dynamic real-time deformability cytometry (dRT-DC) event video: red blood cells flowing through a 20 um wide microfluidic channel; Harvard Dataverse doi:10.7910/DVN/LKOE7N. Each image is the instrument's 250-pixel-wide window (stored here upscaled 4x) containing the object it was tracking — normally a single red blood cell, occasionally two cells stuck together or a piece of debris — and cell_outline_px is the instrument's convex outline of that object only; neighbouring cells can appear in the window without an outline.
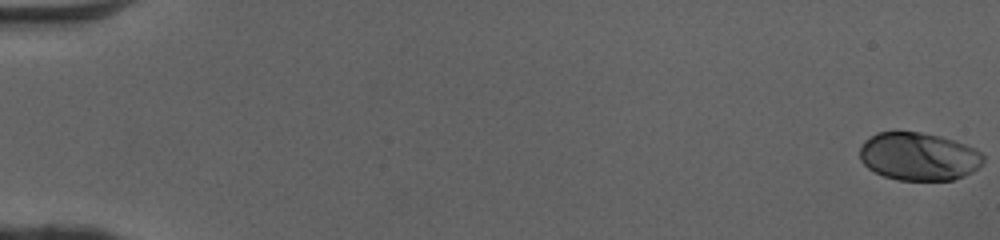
{"species": "human", "species_latin": "Homo sapiens", "temperature_condition": "cold", "stored_images_in_passage": 51, "camera_frame_rate_fps": 3000, "um_per_image_px": 0.085, "donor": {"sex": "female"}, "frame": {"image": 1, "passage_image": 1, "time_ms": 0.0, "image_size_px": [1000, 240], "cell_outline_px": [[984, 160], [972, 172], [964, 176], [952, 180], [896, 180], [884, 176], [868, 168], [860, 160], [860, 148], [864, 140], [876, 132], [920, 132], [940, 136], [976, 148], [984, 156]], "centroid_in_image_um": [78.07, 13.3], "position_along_channel_um": 6.9, "area_um2": 34.51}}
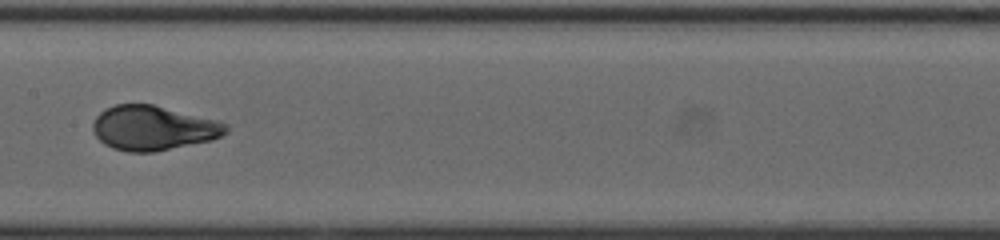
{"frame": {"image": 2, "passage_image": 28, "time_ms": 9.0, "image_size_px": [1000, 240], "cell_outline_px": [[228, 132], [212, 140], [152, 152], [128, 152], [112, 148], [104, 144], [96, 136], [92, 128], [92, 124], [96, 116], [104, 108], [116, 104], [152, 104], [216, 120], [228, 124]], "centroid_in_image_um": [13.0, 10.88], "position_along_channel_um": 194.4, "area_um2": 34.51}}
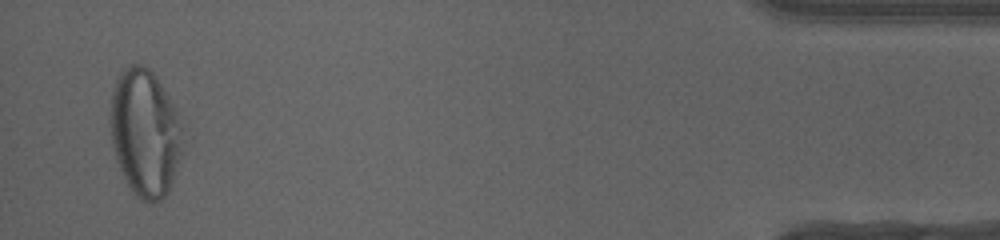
{"frame": {"image": 3, "passage_image": 50, "time_ms": 16.333, "image_size_px": [1000, 240], "cell_outline_px": [[180, 152], [172, 180], [168, 192], [160, 200], [140, 200], [132, 192], [116, 160], [112, 144], [112, 88], [120, 72], [124, 68], [132, 64], [140, 64], [148, 68], [156, 76], [168, 96], [176, 112], [180, 128]], "centroid_in_image_um": [12.29, 11.27], "position_along_channel_um": 422.9, "area_um2": 52.19}, "authors_computed_cell_mechanics": {"area_um2": 34.9112, "velocity_mm_per_s": 4.0954, "shape_relaxation_time_tau1_ms": 4.2261, "shape_relaxation_time_tau2_ms": null, "deformation_change_tau1": 0.1882, "deformation_change_tau2": null}}